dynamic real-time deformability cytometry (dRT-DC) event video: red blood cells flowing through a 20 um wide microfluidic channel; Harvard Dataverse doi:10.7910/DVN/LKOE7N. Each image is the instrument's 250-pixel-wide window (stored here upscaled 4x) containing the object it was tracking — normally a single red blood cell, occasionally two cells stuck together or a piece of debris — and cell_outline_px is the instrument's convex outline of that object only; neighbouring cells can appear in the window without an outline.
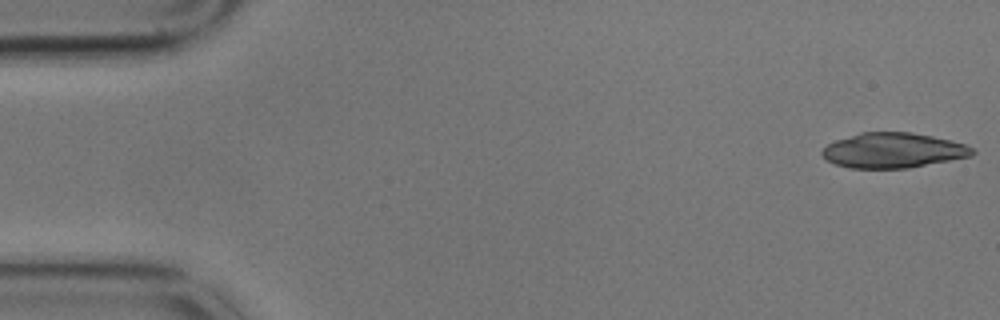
{"species": "common noctule bat (a hibernating species)", "species_latin": "Nyctalus noctula", "temperature_condition": "cold", "stored_images_in_passage": 5, "camera_frame_rate_fps": 3000, "um_per_image_px": 0.085, "animal": {"sex": "male", "body_mass_g": 17.9}, "frame": {"image": 1, "passage_image": 1, "time_ms": 0.0, "image_size_px": [1000, 320], "cell_outline_px": [[976, 152], [972, 156], [908, 168], [848, 168], [836, 164], [828, 160], [820, 152], [828, 144], [836, 140], [860, 132], [908, 132], [932, 136], [964, 144], [972, 148]], "centroid_in_image_um": [75.91, 12.78], "position_along_channel_um": 9.1, "area_um2": 30.46}}